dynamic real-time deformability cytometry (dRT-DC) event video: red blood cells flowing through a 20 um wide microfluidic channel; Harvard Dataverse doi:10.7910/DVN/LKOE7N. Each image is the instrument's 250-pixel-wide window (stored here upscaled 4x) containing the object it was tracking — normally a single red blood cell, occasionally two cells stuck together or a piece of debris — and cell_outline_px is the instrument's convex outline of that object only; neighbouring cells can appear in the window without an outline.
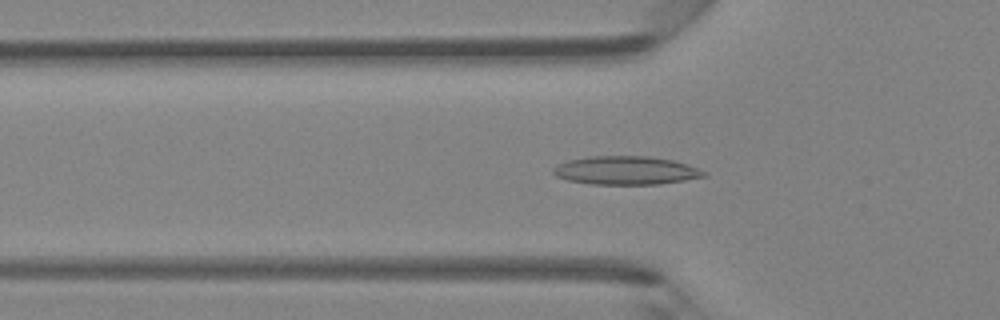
{"species": "Egyptian fruit bat (a non-hibernating species)", "species_latin": "Rousettus aegyptiacus", "temperature_condition": "room temperature", "stored_images_in_passage": 45, "camera_frame_rate_fps": 3000, "um_per_image_px": 0.085, "animal": {"sex": "female"}, "frame": {"image": 1, "passage_image": 14, "time_ms": 4.333, "image_size_px": [1000, 320], "cell_outline_px": [[708, 176], [660, 184], [592, 184], [568, 180], [556, 176], [552, 172], [552, 168], [556, 164], [568, 160], [588, 156], [648, 156], [672, 160], [688, 164], [708, 172]], "centroid_in_image_um": [53.2, 14.48], "position_along_channel_um": 72.6, "area_um2": 25.14}}
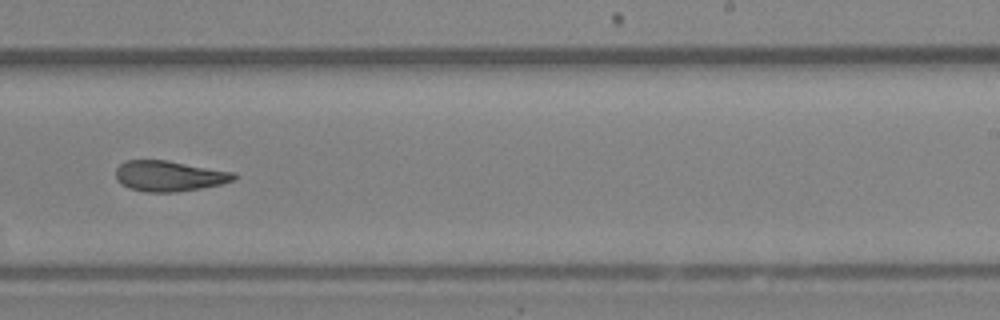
{"frame": {"image": 2, "passage_image": 28, "time_ms": 9.0, "image_size_px": [1000, 320], "cell_outline_px": [[240, 176], [236, 180], [220, 184], [200, 188], [176, 192], [144, 192], [128, 188], [120, 184], [116, 180], [116, 168], [120, 164], [128, 160], [168, 160], [236, 172]], "centroid_in_image_um": [14.41, 14.96], "position_along_channel_um": 274.6, "area_um2": 21.39}}
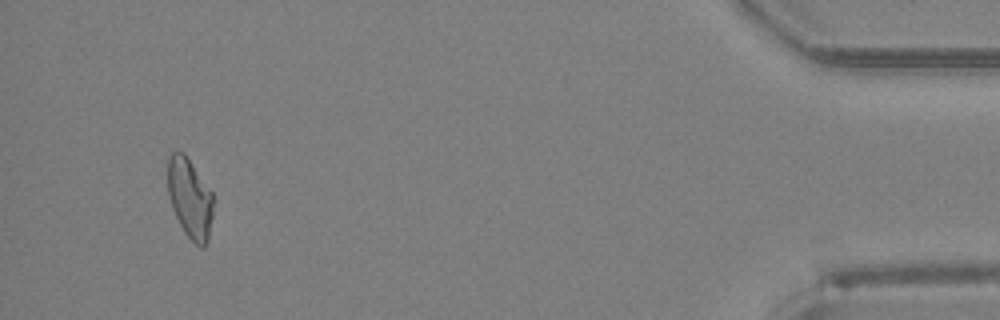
{"frame": {"image": 3, "passage_image": 43, "time_ms": 14.0, "image_size_px": [1000, 320], "cell_outline_px": [[212, 216], [208, 240], [204, 248], [200, 248], [184, 232], [172, 208], [168, 196], [168, 156], [172, 152], [184, 152], [212, 192]], "centroid_in_image_um": [16.13, 16.85], "position_along_channel_um": 419.1, "area_um2": 21.04}, "authors_computed_cell_mechanics": {"area_um2": 21.7906, "velocity_mm_per_s": 4.3359, "shape_relaxation_time_tau1_ms": null, "shape_relaxation_time_tau2_ms": 7.0988, "deformation_change_tau1": null, "deformation_change_tau2": 0.1757}}